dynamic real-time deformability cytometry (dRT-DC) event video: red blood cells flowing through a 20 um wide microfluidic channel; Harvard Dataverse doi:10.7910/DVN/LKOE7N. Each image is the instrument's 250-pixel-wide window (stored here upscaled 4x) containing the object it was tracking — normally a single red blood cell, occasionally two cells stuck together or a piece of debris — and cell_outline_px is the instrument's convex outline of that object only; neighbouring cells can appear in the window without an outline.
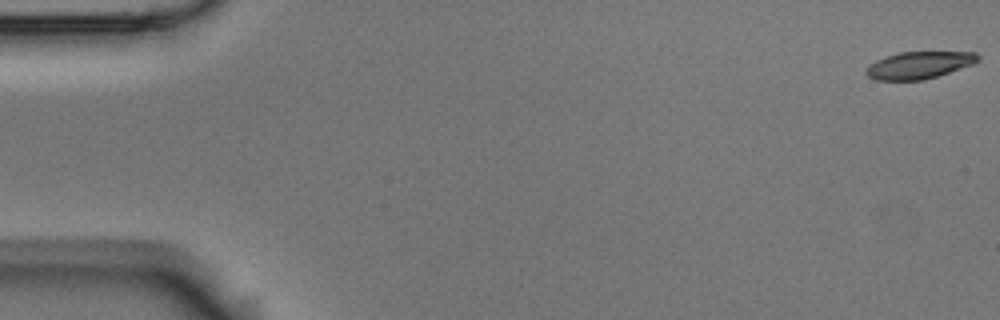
{"species": "Egyptian fruit bat (a non-hibernating species)", "species_latin": "Rousettus aegyptiacus", "temperature_condition": "room temperature", "stored_images_in_passage": 56, "camera_frame_rate_fps": 3000, "um_per_image_px": 0.085, "animal": {"sex": "male"}, "frame": {"image": 1, "passage_image": 1, "time_ms": 0.0, "image_size_px": [1000, 320], "cell_outline_px": [[980, 60], [972, 64], [924, 80], [876, 80], [868, 76], [864, 72], [876, 60], [884, 56], [900, 52], [976, 52], [980, 56]], "centroid_in_image_um": [78.12, 5.53], "position_along_channel_um": 6.9, "area_um2": 17.51}}
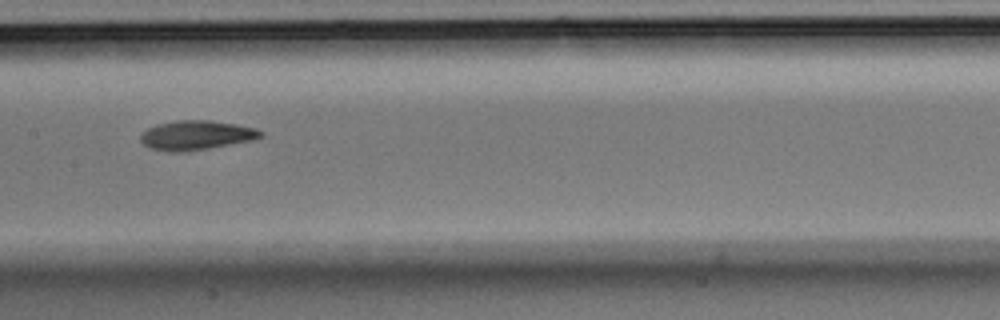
{"frame": {"image": 2, "passage_image": 28, "time_ms": 9.0, "image_size_px": [1000, 320], "cell_outline_px": [[264, 136], [252, 140], [188, 152], [168, 152], [148, 148], [140, 140], [140, 136], [148, 128], [156, 124], [176, 120], [208, 120], [236, 124], [256, 128], [264, 132]], "centroid_in_image_um": [16.68, 11.5], "position_along_channel_um": 190.7, "area_um2": 20.75}}
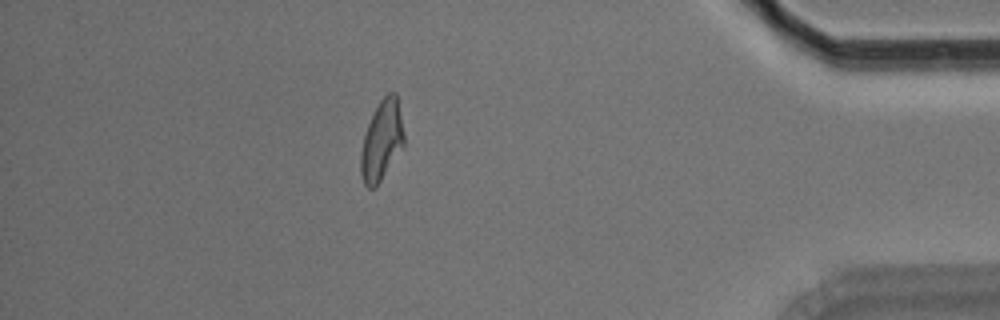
{"frame": {"image": 3, "passage_image": 49, "time_ms": 16.0, "image_size_px": [1000, 320], "cell_outline_px": [[404, 144], [376, 188], [368, 188], [364, 184], [360, 176], [360, 156], [364, 136], [368, 124], [380, 100], [388, 92], [396, 92], [404, 132]], "centroid_in_image_um": [32.44, 11.97], "position_along_channel_um": 402.8, "area_um2": 20.0}, "authors_computed_cell_mechanics": {"area_um2": 19.8254, "velocity_mm_per_s": 3.6406, "shape_relaxation_time_tau1_ms": 8.1297, "shape_relaxation_time_tau2_ms": 2.6197, "deformation_change_tau1": 0.2191, "deformation_change_tau2": 0.0928}}